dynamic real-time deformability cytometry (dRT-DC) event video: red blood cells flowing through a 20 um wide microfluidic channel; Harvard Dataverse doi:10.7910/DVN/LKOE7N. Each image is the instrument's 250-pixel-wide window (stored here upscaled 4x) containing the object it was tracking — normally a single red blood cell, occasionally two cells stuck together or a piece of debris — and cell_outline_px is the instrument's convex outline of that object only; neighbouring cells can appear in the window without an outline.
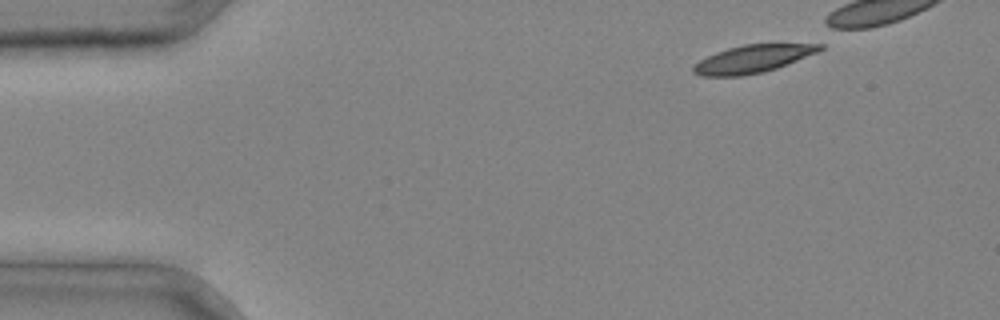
{"species": "common noctule bat (a hibernating species)", "species_latin": "Nyctalus noctula", "temperature_condition": "cold", "stored_images_in_passage": 2, "camera_frame_rate_fps": 3000, "um_per_image_px": 0.085, "animal": {"sex": "male", "body_mass_g": 20.4}, "frame": {"image": 1, "passage_image": 2, "time_ms": 0.333, "image_size_px": [1000, 320], "cell_outline_px": [[824, 48], [820, 52], [776, 68], [764, 72], [740, 76], [700, 76], [692, 72], [692, 68], [700, 60], [716, 52], [728, 48], [744, 44], [824, 44]], "centroid_in_image_um": [64.01, 5.01], "position_along_channel_um": 21.0, "area_um2": 20.4}}